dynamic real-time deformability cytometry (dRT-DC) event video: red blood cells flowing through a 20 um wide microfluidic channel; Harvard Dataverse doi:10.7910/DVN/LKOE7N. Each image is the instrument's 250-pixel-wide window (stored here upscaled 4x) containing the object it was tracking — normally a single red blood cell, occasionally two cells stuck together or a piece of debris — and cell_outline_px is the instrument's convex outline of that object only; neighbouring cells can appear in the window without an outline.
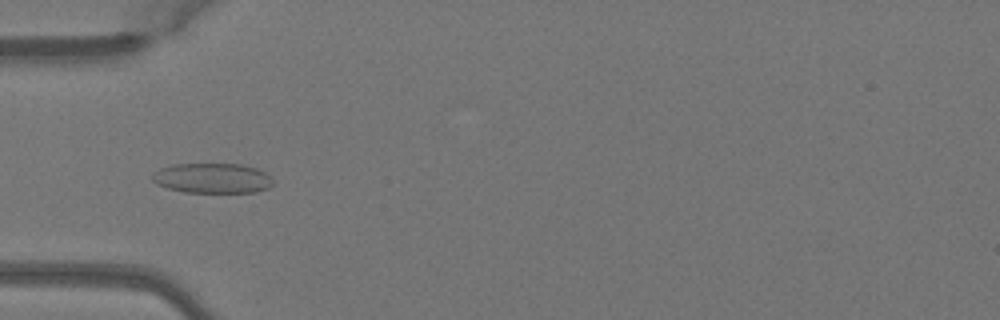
{"species": "Egyptian fruit bat (a non-hibernating species)", "species_latin": "Rousettus aegyptiacus", "temperature_condition": "warm", "stored_images_in_passage": 50, "camera_frame_rate_fps": 3000, "um_per_image_px": 0.085, "animal": {"sex": "female"}, "frame": {"image": 1, "passage_image": 16, "time_ms": 5.0, "image_size_px": [1000, 320], "cell_outline_px": [[272, 184], [268, 188], [256, 192], [184, 192], [168, 188], [156, 184], [152, 180], [152, 172], [160, 168], [172, 164], [240, 164], [256, 168], [264, 172], [272, 180]], "centroid_in_image_um": [18.0, 15.14], "position_along_channel_um": 67.0, "area_um2": 21.1}}
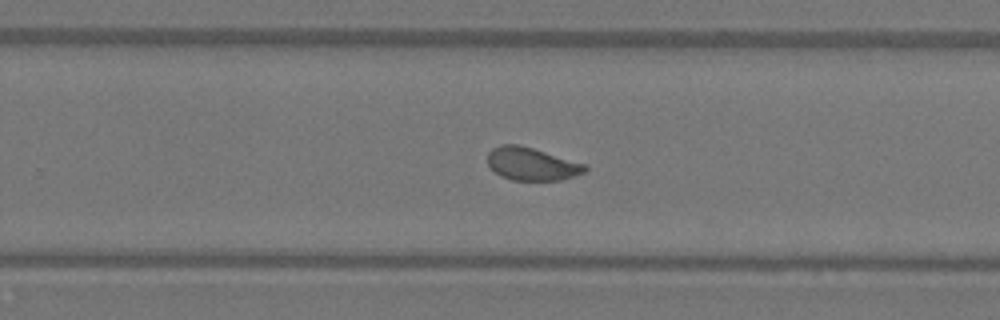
{"frame": {"image": 2, "passage_image": 32, "time_ms": 10.333, "image_size_px": [1000, 320], "cell_outline_px": [[588, 168], [584, 172], [560, 180], [512, 180], [500, 176], [488, 164], [488, 152], [492, 148], [500, 144], [516, 144], [532, 148], [588, 164]], "centroid_in_image_um": [45.2, 13.93], "position_along_channel_um": 284.6, "area_um2": 18.61}}
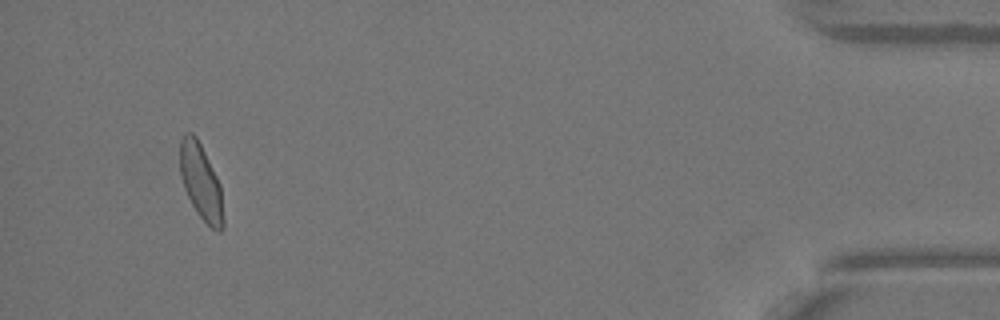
{"frame": {"image": 3, "passage_image": 47, "time_ms": 15.333, "image_size_px": [1000, 320], "cell_outline_px": [[224, 228], [220, 232], [216, 232], [196, 212], [184, 188], [180, 176], [180, 140], [184, 132], [192, 132], [196, 136], [220, 184], [224, 220]], "centroid_in_image_um": [17.07, 15.48], "position_along_channel_um": 418.1, "area_um2": 19.02}, "authors_computed_cell_mechanics": {"area_um2": 19.2474, "velocity_mm_per_s": 4.084, "shape_relaxation_time_tau1_ms": null, "shape_relaxation_time_tau2_ms": 0.6942, "deformation_change_tau1": null, "deformation_change_tau2": 0.0494}}